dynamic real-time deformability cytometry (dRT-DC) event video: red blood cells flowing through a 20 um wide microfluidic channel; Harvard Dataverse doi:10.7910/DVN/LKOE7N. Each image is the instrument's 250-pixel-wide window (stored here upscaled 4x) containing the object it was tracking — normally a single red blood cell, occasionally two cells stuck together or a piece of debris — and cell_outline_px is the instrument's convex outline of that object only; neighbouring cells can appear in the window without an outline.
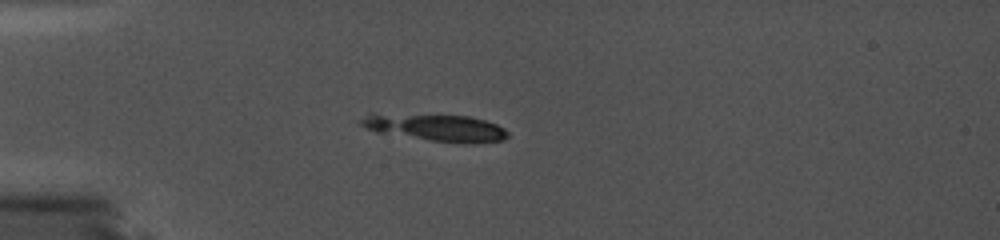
{"species": "common noctule bat (a hibernating species)", "species_latin": "Nyctalus noctula", "temperature_condition": "cold", "stored_images_in_passage": 27, "camera_frame_rate_fps": 5000, "um_per_image_px": 0.085, "animal": {"sex": "female", "body_mass_g": 19.0, "forearm_length_mm": 56.7}, "frame": {"image": 1, "passage_image": 9, "time_ms": 1.6, "image_size_px": [1000, 240], "cell_outline_px": [[508, 136], [500, 140], [432, 140], [380, 132], [368, 128], [360, 124], [360, 120], [368, 112], [372, 112], [468, 116], [484, 120], [496, 124], [504, 128], [508, 132]], "centroid_in_image_um": [36.89, 10.76], "position_along_channel_um": 48.1, "area_um2": 22.14}}
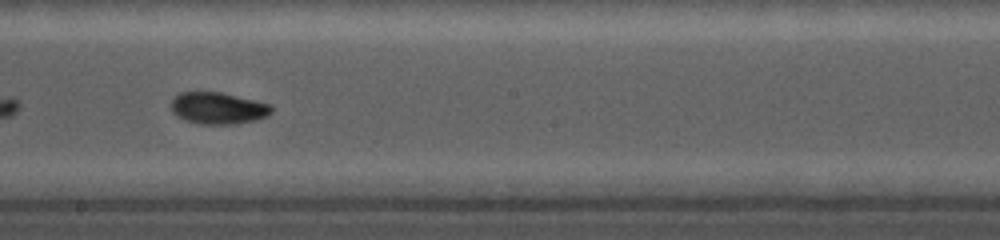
{"frame": {"image": 2, "passage_image": 21, "time_ms": 4.0, "image_size_px": [1000, 240], "cell_outline_px": [[272, 112], [268, 116], [256, 120], [236, 124], [200, 124], [184, 120], [176, 116], [172, 112], [172, 100], [180, 92], [220, 92], [272, 104]], "centroid_in_image_um": [18.55, 9.2], "position_along_channel_um": 229.6, "area_um2": 18.67}}